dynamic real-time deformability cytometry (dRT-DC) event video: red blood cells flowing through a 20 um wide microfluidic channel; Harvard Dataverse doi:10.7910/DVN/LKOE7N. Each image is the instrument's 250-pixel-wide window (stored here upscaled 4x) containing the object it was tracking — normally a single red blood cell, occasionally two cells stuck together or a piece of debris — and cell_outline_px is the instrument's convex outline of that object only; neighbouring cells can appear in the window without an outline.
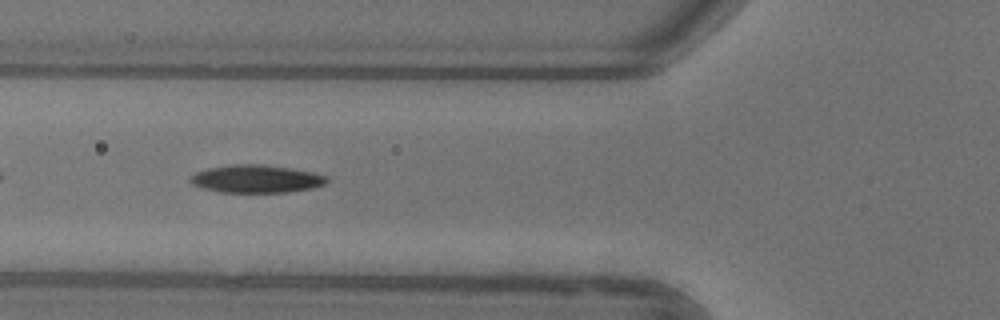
{"species": "common noctule bat (a hibernating species)", "species_latin": "Nyctalus noctula", "temperature_condition": "warm", "stored_images_in_passage": 36, "camera_frame_rate_fps": 3000, "um_per_image_px": 0.085, "animal": {"sex": "female"}, "frame": {"image": 1, "passage_image": 6, "time_ms": 1.667, "image_size_px": [1000, 320], "cell_outline_px": [[328, 180], [324, 184], [312, 188], [288, 192], [220, 192], [204, 188], [192, 184], [188, 180], [188, 176], [196, 172], [208, 168], [236, 164], [256, 164], [288, 168], [312, 172], [328, 176]], "centroid_in_image_um": [21.75, 15.21], "position_along_channel_um": 104.1, "area_um2": 21.96}, "authors_computed_cell_mechanics": {"area_um2": 21.9062, "velocity_mm_per_s": 3.9414, "shape_relaxation_time_tau1_ms": 4.0021, "shape_relaxation_time_tau2_ms": 6.5107, "deformation_change_tau1": 0.1787, "deformation_change_tau2": 0.146}}